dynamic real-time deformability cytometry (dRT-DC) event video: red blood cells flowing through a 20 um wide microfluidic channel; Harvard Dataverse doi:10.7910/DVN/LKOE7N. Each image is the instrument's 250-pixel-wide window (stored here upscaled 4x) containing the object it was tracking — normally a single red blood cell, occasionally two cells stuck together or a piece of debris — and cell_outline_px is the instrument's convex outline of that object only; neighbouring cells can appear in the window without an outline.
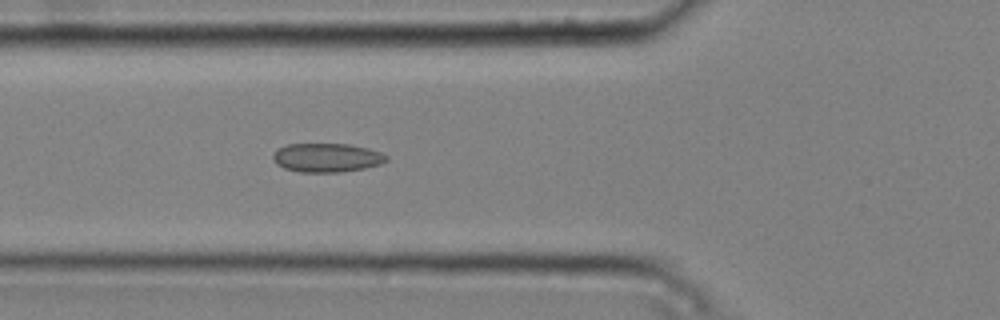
{"species": "common noctule bat (a hibernating species)", "species_latin": "Nyctalus noctula", "temperature_condition": "cold", "stored_images_in_passage": 4, "camera_frame_rate_fps": 3000, "um_per_image_px": 0.085, "animal": {"sex": "male", "body_mass_g": 20.4}, "frame": {"image": 1, "passage_image": 4, "time_ms": 1.0, "image_size_px": [1000, 320], "cell_outline_px": [[388, 160], [380, 164], [364, 168], [340, 172], [300, 172], [284, 168], [276, 164], [272, 156], [280, 148], [288, 144], [348, 144], [368, 148], [380, 152], [388, 156]], "centroid_in_image_um": [27.8, 13.4], "position_along_channel_um": 98.0, "area_um2": 18.96}}